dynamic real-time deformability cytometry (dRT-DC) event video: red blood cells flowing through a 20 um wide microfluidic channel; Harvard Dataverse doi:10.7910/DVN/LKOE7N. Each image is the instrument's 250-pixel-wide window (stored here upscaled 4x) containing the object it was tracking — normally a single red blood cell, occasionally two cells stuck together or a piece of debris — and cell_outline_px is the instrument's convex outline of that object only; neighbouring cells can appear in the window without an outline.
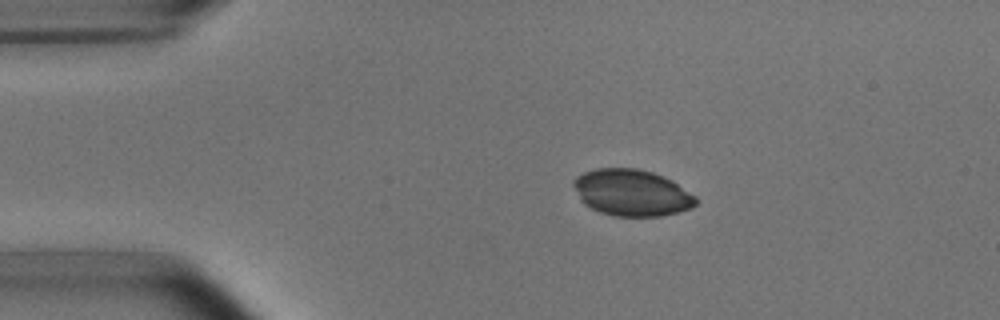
{"species": "common noctule bat (a hibernating species)", "species_latin": "Nyctalus noctula", "temperature_condition": "room temperature", "stored_images_in_passage": 7, "camera_frame_rate_fps": 3000, "um_per_image_px": 0.085, "animal": {"sex": "male", "body_mass_g": 15.6}, "frame": {"image": 1, "passage_image": 2, "time_ms": 1.333, "image_size_px": [1000, 320], "cell_outline_px": [[696, 204], [692, 208], [660, 216], [616, 216], [600, 212], [584, 204], [580, 200], [572, 184], [572, 180], [576, 176], [584, 172], [596, 168], [636, 168], [652, 172], [664, 176], [672, 180], [696, 196]], "centroid_in_image_um": [53.68, 16.37], "position_along_channel_um": 31.3, "area_um2": 33.23}}